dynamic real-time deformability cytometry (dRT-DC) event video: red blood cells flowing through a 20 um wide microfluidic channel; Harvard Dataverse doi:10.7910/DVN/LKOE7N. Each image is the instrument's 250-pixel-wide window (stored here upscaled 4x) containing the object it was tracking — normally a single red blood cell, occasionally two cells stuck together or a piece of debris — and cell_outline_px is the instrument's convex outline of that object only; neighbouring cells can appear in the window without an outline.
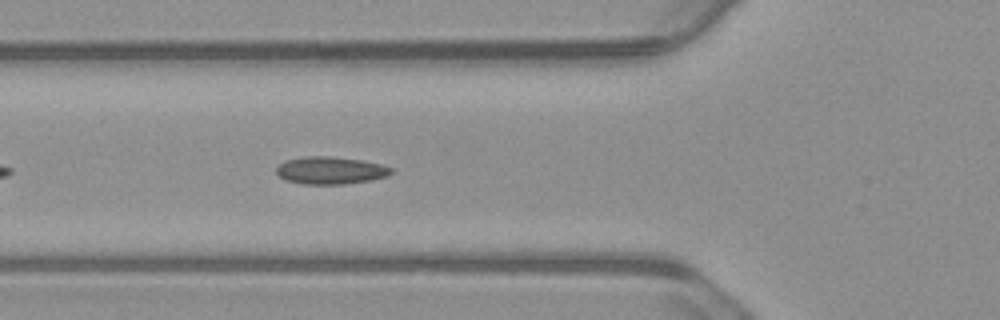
{"species": "common noctule bat (a hibernating species)", "species_latin": "Nyctalus noctula", "temperature_condition": "warm", "stored_images_in_passage": 14, "camera_frame_rate_fps": 3000, "um_per_image_px": 0.085, "animal": {"sex": "male", "body_mass_g": 23.1, "forearm_length_mm": 52.7}, "frame": {"image": 1, "passage_image": 7, "time_ms": 2.0, "image_size_px": [1000, 320], "cell_outline_px": [[392, 172], [388, 176], [372, 180], [344, 184], [304, 184], [284, 180], [276, 172], [276, 168], [284, 160], [304, 156], [332, 156], [360, 160], [380, 164], [392, 168]], "centroid_in_image_um": [28.07, 14.48], "position_along_channel_um": 97.7, "area_um2": 18.44}}
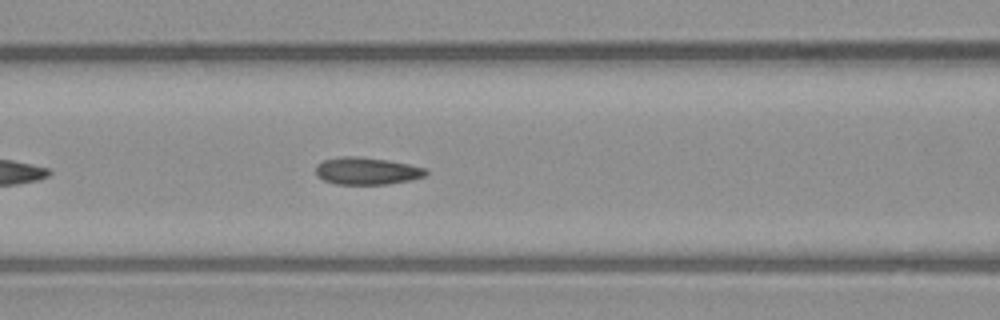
{"frame": {"image": 2, "passage_image": 10, "time_ms": 3.0, "image_size_px": [1000, 320], "cell_outline_px": [[428, 172], [424, 176], [412, 180], [388, 184], [336, 184], [324, 180], [316, 176], [316, 164], [324, 160], [340, 156], [360, 156], [388, 160], [428, 168]], "centroid_in_image_um": [31.18, 14.52], "position_along_channel_um": 135.4, "area_um2": 17.69}}